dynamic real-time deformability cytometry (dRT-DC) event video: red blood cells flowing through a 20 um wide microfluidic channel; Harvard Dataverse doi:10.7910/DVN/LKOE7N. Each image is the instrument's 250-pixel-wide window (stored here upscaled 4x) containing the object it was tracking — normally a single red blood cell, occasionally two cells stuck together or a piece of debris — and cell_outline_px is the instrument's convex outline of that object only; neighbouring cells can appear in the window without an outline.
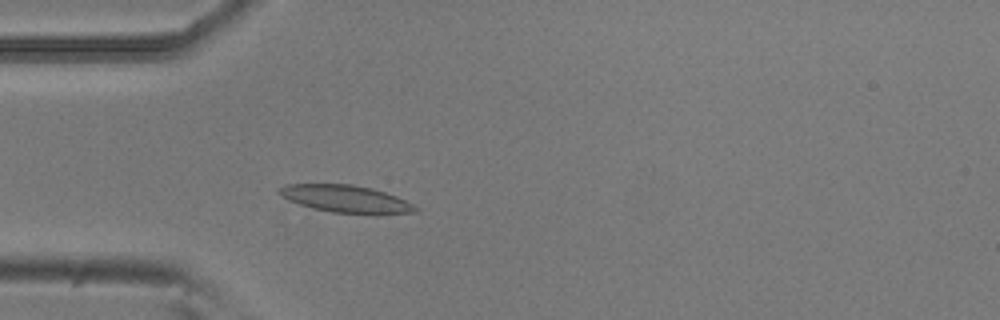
{"species": "common noctule bat (a hibernating species)", "species_latin": "Nyctalus noctula", "temperature_condition": "room temperature", "stored_images_in_passage": 52, "camera_frame_rate_fps": 3000, "um_per_image_px": 0.085, "animal": {"sex": "male", "body_mass_g": 20.5, "forearm_length_mm": 52.5}, "frame": {"image": 1, "passage_image": 14, "time_ms": 4.333, "image_size_px": [1000, 320], "cell_outline_px": [[420, 212], [376, 216], [332, 212], [312, 208], [288, 200], [280, 196], [276, 192], [276, 188], [284, 184], [352, 184], [372, 188], [396, 196], [420, 208]], "centroid_in_image_um": [29.43, 16.93], "position_along_channel_um": 55.6, "area_um2": 22.48}}
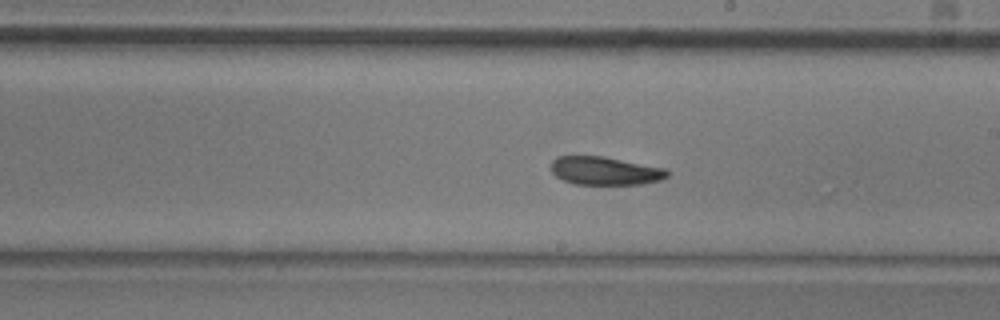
{"frame": {"image": 2, "passage_image": 29, "time_ms": 9.333, "image_size_px": [1000, 320], "cell_outline_px": [[668, 176], [660, 180], [640, 184], [572, 184], [556, 176], [552, 172], [552, 160], [556, 156], [604, 156], [668, 168]], "centroid_in_image_um": [51.45, 14.51], "position_along_channel_um": 237.6, "area_um2": 19.25}}
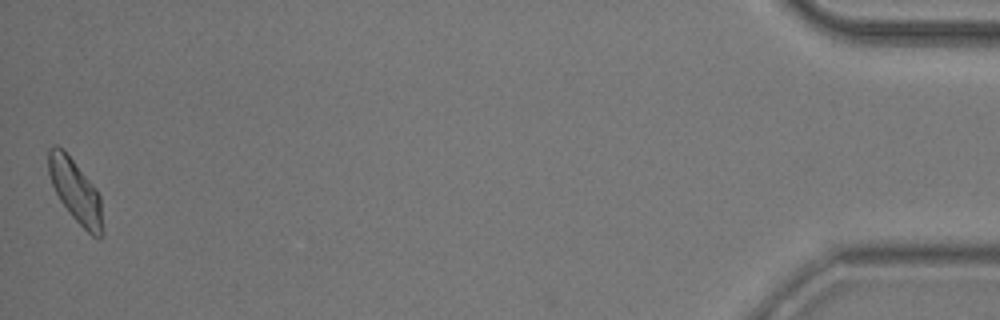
{"frame": {"image": 3, "passage_image": 52, "time_ms": 17.0, "image_size_px": [1000, 320], "cell_outline_px": [[104, 236], [100, 240], [92, 236], [72, 216], [60, 200], [52, 184], [48, 172], [48, 148], [56, 144], [64, 148], [96, 188], [100, 196], [104, 232]], "centroid_in_image_um": [6.44, 16.24], "position_along_channel_um": 428.8, "area_um2": 20.11}, "authors_computed_cell_mechanics": {"area_um2": 20.2011, "velocity_mm_per_s": 3.7277, "shape_relaxation_time_tau1_ms": 5.6543, "shape_relaxation_time_tau2_ms": 5.5167, "deformation_change_tau1": 0.1577, "deformation_change_tau2": 0.1033}}